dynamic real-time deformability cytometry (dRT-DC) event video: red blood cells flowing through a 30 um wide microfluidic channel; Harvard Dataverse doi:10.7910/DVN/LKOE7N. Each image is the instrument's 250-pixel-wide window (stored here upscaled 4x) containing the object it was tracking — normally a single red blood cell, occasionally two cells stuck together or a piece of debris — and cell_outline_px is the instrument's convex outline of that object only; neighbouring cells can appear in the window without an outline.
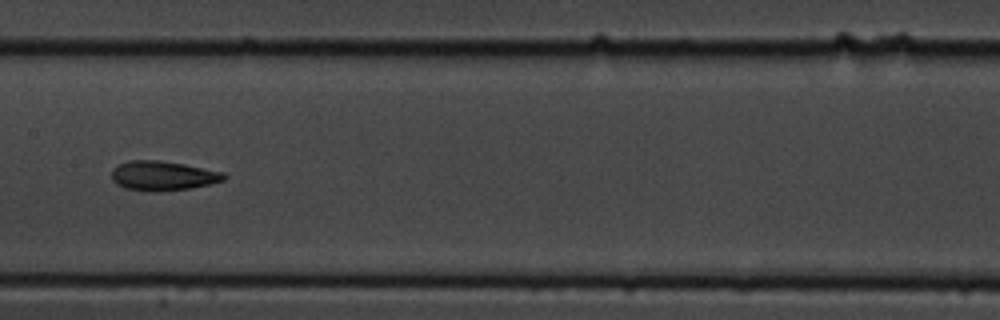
{"species": "common noctule bat (a hibernating species)", "species_latin": "Nyctalus noctula", "temperature_condition": "cold", "stored_images_in_passage": 9, "camera_frame_rate_fps": 3000, "um_per_image_px": 0.085, "animal": {"sex": "male", "body_mass_g": 19.5, "forearm_length_mm": 54.6}, "frame": {"image": 1, "passage_image": 6, "time_ms": 5.667, "image_size_px": [1000, 320], "cell_outline_px": [[228, 176], [224, 180], [192, 188], [156, 192], [124, 188], [116, 184], [112, 180], [112, 168], [120, 164], [132, 160], [160, 160], [184, 164], [224, 172]], "centroid_in_image_um": [13.85, 14.94], "position_along_channel_um": 193.6, "area_um2": 19.36}}
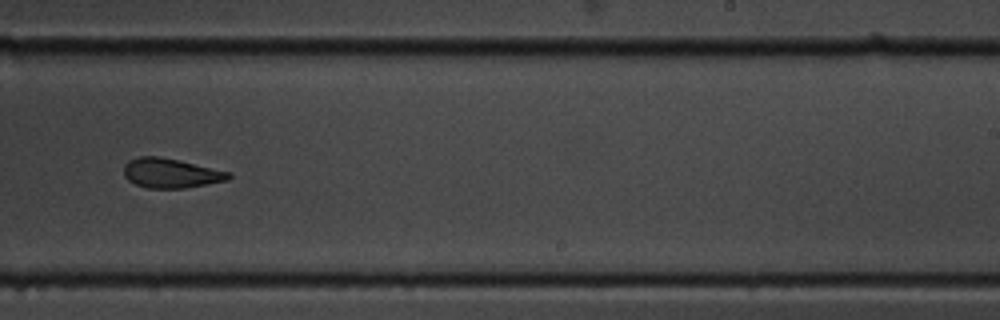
{"frame": {"image": 2, "passage_image": 8, "time_ms": 8.0, "image_size_px": [1000, 320], "cell_outline_px": [[232, 176], [228, 180], [184, 188], [148, 188], [136, 184], [128, 180], [124, 176], [124, 164], [128, 160], [140, 156], [160, 156], [180, 160], [232, 172]], "centroid_in_image_um": [14.53, 14.7], "position_along_channel_um": 274.5, "area_um2": 18.21}}
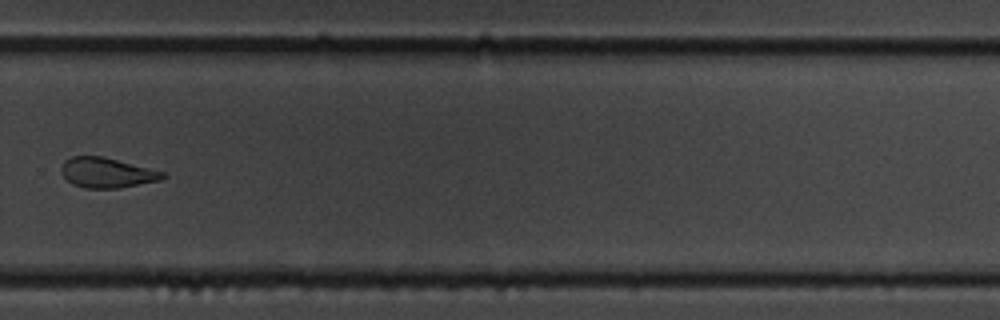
{"frame": {"image": 3, "passage_image": 9, "time_ms": 9.333, "image_size_px": [1000, 320], "cell_outline_px": [[168, 176], [160, 180], [120, 188], [84, 188], [72, 184], [60, 172], [60, 168], [64, 160], [72, 156], [100, 156], [164, 172]], "centroid_in_image_um": [9.05, 14.69], "position_along_channel_um": 320.8, "area_um2": 17.63}}